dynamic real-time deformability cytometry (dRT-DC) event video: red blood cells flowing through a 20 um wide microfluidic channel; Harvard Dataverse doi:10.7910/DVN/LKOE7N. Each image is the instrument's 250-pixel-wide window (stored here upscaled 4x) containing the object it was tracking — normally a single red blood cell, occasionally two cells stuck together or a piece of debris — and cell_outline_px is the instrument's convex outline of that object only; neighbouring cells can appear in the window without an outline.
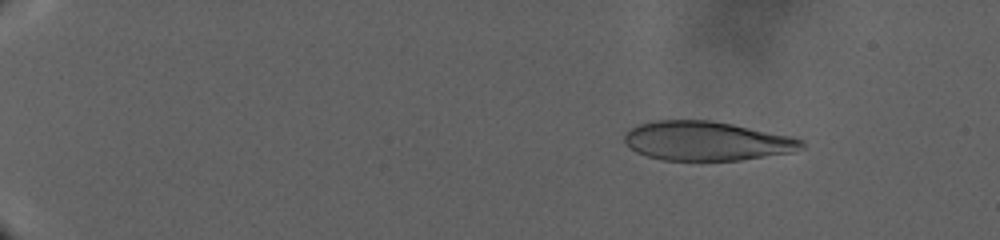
{"species": "human", "species_latin": "Homo sapiens", "temperature_condition": "warm", "stored_images_in_passage": 74, "camera_frame_rate_fps": 3000, "um_per_image_px": 0.085, "donor": {"sex": "male"}, "frame": {"image": 1, "passage_image": 18, "time_ms": 6.667, "image_size_px": [1000, 240], "cell_outline_px": [[804, 148], [792, 152], [740, 160], [660, 160], [636, 152], [624, 140], [624, 136], [632, 128], [640, 124], [656, 120], [712, 120], [792, 136], [804, 140]], "centroid_in_image_um": [60.1, 11.98], "position_along_channel_um": 24.9, "area_um2": 40.29}}
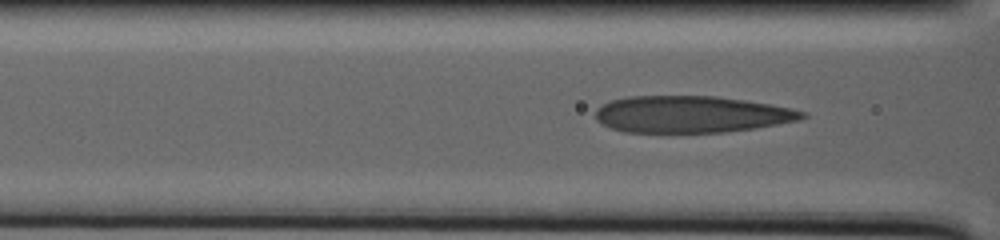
{"frame": {"image": 2, "passage_image": 65, "time_ms": 20.333, "image_size_px": [1000, 240], "cell_outline_px": [[808, 116], [800, 120], [756, 128], [724, 132], [624, 132], [600, 124], [596, 120], [596, 108], [600, 104], [612, 100], [628, 96], [716, 96], [744, 100], [792, 108], [808, 112]], "centroid_in_image_um": [58.76, 9.71], "position_along_channel_um": 107.8, "area_um2": 44.51}}
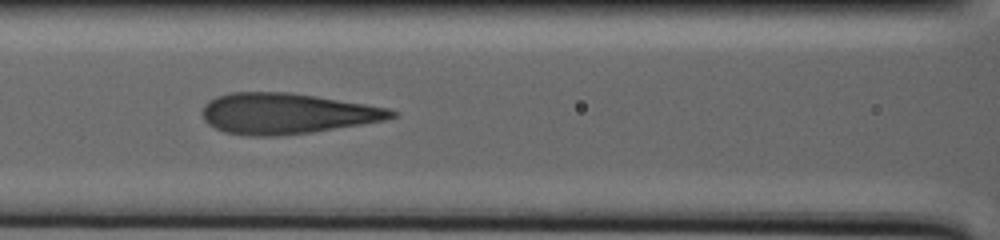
{"frame": {"image": 3, "passage_image": 73, "time_ms": 22.333, "image_size_px": [1000, 240], "cell_outline_px": [[400, 112], [396, 116], [384, 120], [312, 132], [272, 136], [248, 136], [224, 132], [208, 124], [204, 120], [200, 112], [204, 104], [208, 100], [216, 96], [228, 92], [288, 92], [316, 96], [388, 108]], "centroid_in_image_um": [24.3, 9.64], "position_along_channel_um": 142.3, "area_um2": 44.91}}